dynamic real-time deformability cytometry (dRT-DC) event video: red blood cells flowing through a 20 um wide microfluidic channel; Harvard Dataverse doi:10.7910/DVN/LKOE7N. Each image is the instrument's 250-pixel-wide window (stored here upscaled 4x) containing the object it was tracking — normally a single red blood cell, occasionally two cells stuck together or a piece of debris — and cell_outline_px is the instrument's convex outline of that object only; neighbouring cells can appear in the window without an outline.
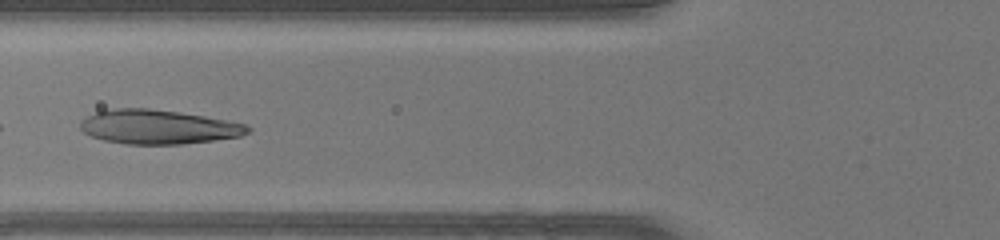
{"species": "human", "species_latin": "Homo sapiens", "temperature_condition": "warm", "stored_images_in_passage": 36, "camera_frame_rate_fps": 3000, "um_per_image_px": 0.085, "donor": {"sex": "female"}, "frame": {"image": 1, "passage_image": 11, "time_ms": 3.333, "image_size_px": [1000, 240], "cell_outline_px": [[252, 128], [248, 132], [240, 136], [212, 140], [180, 144], [124, 144], [104, 140], [92, 136], [84, 132], [80, 128], [80, 120], [96, 112], [112, 108], [148, 108], [180, 112], [204, 116], [244, 124]], "centroid_in_image_um": [13.4, 10.78], "position_along_channel_um": 112.4, "area_um2": 33.12}}
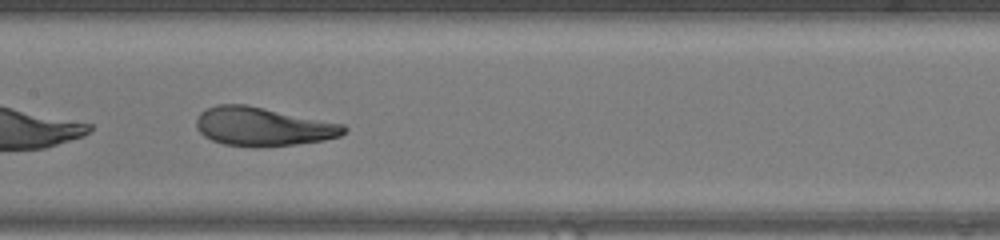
{"frame": {"image": 2, "passage_image": 16, "time_ms": 5.0, "image_size_px": [1000, 240], "cell_outline_px": [[348, 128], [340, 136], [324, 140], [296, 144], [260, 148], [252, 148], [224, 144], [212, 140], [204, 136], [196, 128], [196, 116], [200, 112], [216, 104], [244, 104], [344, 124]], "centroid_in_image_um": [22.31, 10.77], "position_along_channel_um": 185.1, "area_um2": 33.47}, "authors_computed_cell_mechanics": {"area_um2": 33.6685, "velocity_mm_per_s": 4.3813, "shape_relaxation_time_tau1_ms": 3.7558, "shape_relaxation_time_tau2_ms": 0.6733, "deformation_change_tau1": 0.2068, "deformation_change_tau2": 0.0756}}